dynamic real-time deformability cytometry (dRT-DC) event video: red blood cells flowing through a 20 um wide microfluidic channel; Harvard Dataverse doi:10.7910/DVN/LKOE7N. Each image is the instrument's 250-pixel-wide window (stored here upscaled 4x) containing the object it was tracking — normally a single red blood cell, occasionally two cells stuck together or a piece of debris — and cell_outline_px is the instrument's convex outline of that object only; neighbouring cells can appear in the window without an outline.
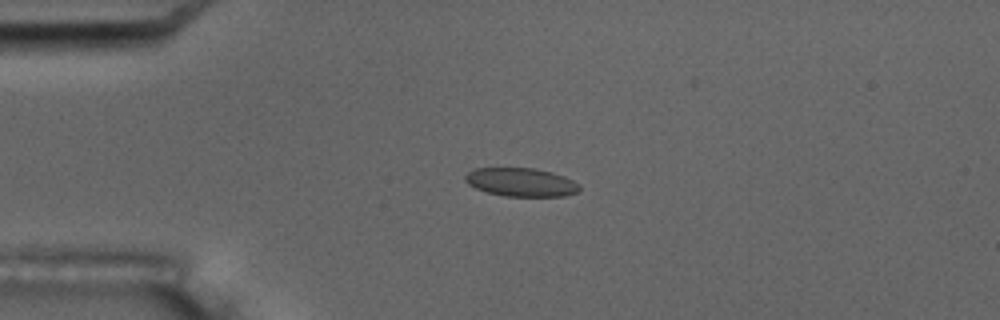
{"species": "common noctule bat (a hibernating species)", "species_latin": "Nyctalus noctula", "temperature_condition": "room temperature", "stored_images_in_passage": 3, "camera_frame_rate_fps": 3000, "um_per_image_px": 0.085, "animal": {"sex": "male", "body_mass_g": 17.5, "forearm_length_mm": 52.3}, "frame": {"image": 1, "passage_image": 2, "time_ms": 2.0, "image_size_px": [1000, 320], "cell_outline_px": [[580, 188], [576, 192], [564, 196], [504, 196], [488, 192], [476, 188], [468, 184], [464, 180], [464, 176], [468, 172], [476, 168], [536, 168], [552, 172], [564, 176], [580, 184]], "centroid_in_image_um": [44.29, 15.48], "position_along_channel_um": 40.7, "area_um2": 18.96}}